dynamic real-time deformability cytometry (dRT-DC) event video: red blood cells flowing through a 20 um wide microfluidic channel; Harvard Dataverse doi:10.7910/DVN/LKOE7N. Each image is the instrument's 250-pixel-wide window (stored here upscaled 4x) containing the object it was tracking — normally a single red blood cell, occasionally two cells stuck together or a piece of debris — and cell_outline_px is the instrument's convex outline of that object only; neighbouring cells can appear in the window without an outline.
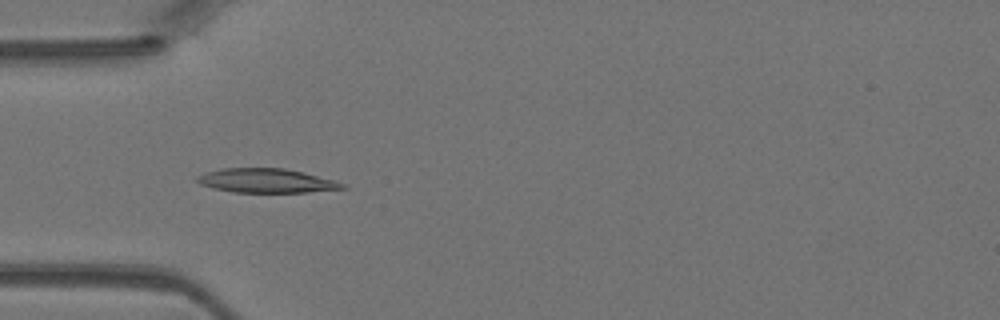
{"species": "Egyptian fruit bat (a non-hibernating species)", "species_latin": "Rousettus aegyptiacus", "temperature_condition": "warm", "stored_images_in_passage": 38, "camera_frame_rate_fps": 3000, "um_per_image_px": 0.085, "animal": {"sex": "female"}, "frame": {"image": 1, "passage_image": 7, "time_ms": 2.0, "image_size_px": [1000, 320], "cell_outline_px": [[348, 188], [308, 192], [232, 192], [212, 188], [200, 184], [196, 180], [196, 176], [204, 172], [220, 168], [284, 168], [304, 172], [336, 180], [348, 184]], "centroid_in_image_um": [22.66, 15.35], "position_along_channel_um": 62.3, "area_um2": 20.75}}
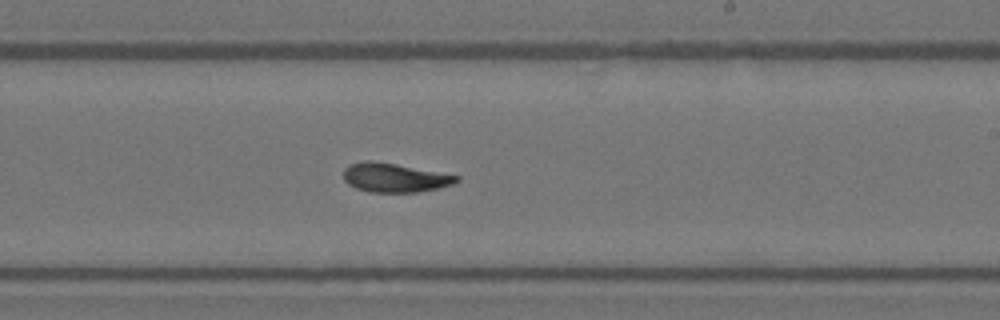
{"frame": {"image": 2, "passage_image": 20, "time_ms": 6.333, "image_size_px": [1000, 320], "cell_outline_px": [[460, 180], [452, 184], [420, 192], [368, 192], [356, 188], [348, 184], [344, 180], [344, 168], [348, 164], [364, 160], [368, 160], [396, 164], [460, 176]], "centroid_in_image_um": [33.5, 15.1], "position_along_channel_um": 255.5, "area_um2": 19.07}}
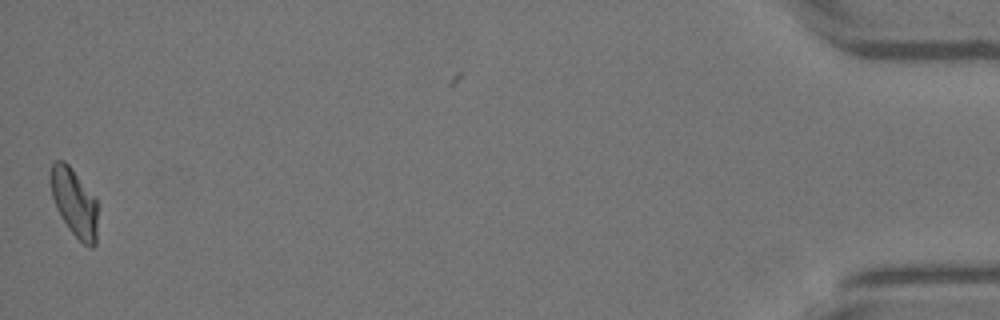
{"frame": {"image": 3, "passage_image": 38, "time_ms": 12.333, "image_size_px": [1000, 320], "cell_outline_px": [[96, 244], [92, 248], [84, 244], [68, 228], [56, 208], [52, 196], [52, 164], [56, 160], [64, 160], [72, 168], [96, 196]], "centroid_in_image_um": [6.34, 17.21], "position_along_channel_um": 428.9, "area_um2": 18.38}}